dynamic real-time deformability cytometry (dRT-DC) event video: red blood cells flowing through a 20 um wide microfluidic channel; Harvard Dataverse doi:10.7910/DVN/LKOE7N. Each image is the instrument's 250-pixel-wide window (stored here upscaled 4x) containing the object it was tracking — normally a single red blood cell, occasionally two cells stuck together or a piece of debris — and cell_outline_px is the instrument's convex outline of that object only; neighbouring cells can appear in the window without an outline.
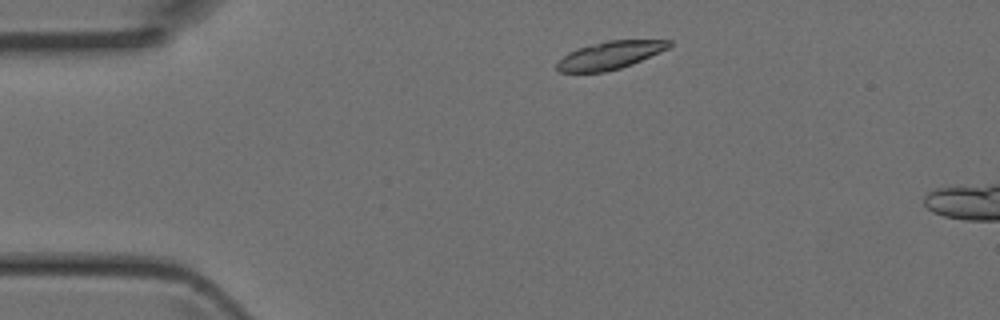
{"species": "Egyptian fruit bat (a non-hibernating species)", "species_latin": "Rousettus aegyptiacus", "temperature_condition": "room temperature", "stored_images_in_passage": 2, "camera_frame_rate_fps": 3000, "um_per_image_px": 0.085, "animal": {"sex": "female"}, "frame": {"image": 1, "passage_image": 1, "time_ms": 0.0, "image_size_px": [1000, 320], "cell_outline_px": [[672, 44], [668, 48], [632, 64], [620, 68], [604, 72], [560, 72], [556, 68], [556, 64], [568, 52], [576, 48], [608, 40], [672, 40]], "centroid_in_image_um": [51.83, 4.69], "position_along_channel_um": 33.2, "area_um2": 18.03}}
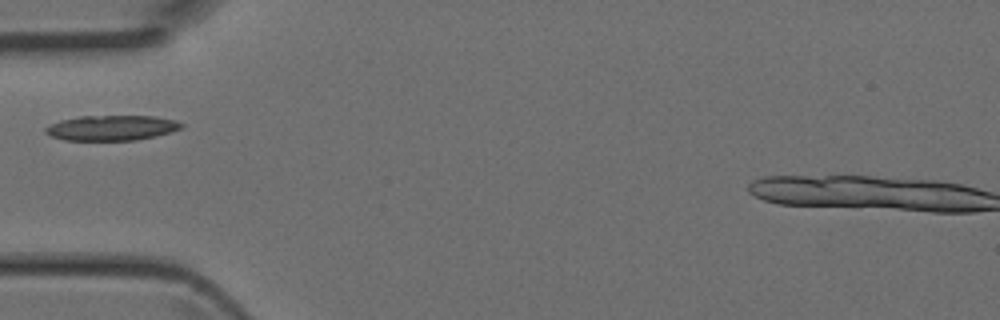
{"frame": {"image": 2, "passage_image": 2, "time_ms": 0.333, "image_size_px": [1000, 320], "cell_outline_px": [[184, 128], [156, 136], [136, 140], [64, 140], [52, 136], [44, 132], [44, 128], [60, 120], [80, 116], [152, 116], [176, 120], [184, 124]], "centroid_in_image_um": [9.52, 10.87], "position_along_channel_um": 75.5, "area_um2": 19.94}}